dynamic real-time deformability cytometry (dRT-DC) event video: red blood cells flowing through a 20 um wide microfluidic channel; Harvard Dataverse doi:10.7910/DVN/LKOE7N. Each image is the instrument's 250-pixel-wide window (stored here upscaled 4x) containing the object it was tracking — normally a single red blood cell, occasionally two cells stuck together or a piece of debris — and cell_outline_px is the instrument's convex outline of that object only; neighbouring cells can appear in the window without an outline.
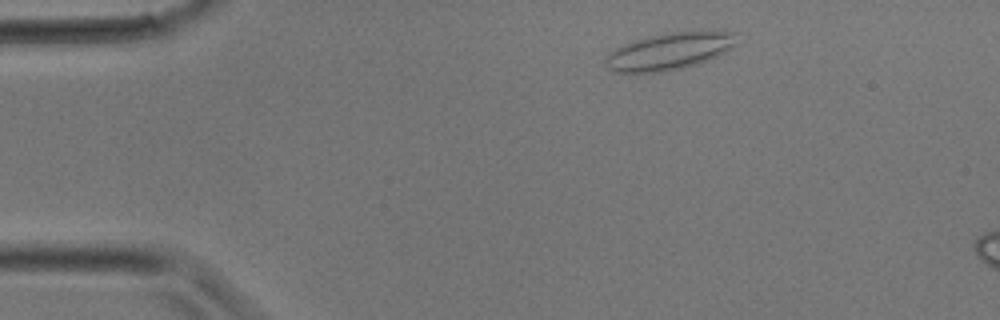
{"species": "common noctule bat (a hibernating species)", "species_latin": "Nyctalus noctula", "temperature_condition": "room temperature", "stored_images_in_passage": 4, "camera_frame_rate_fps": 3000, "um_per_image_px": 0.085, "animal": {"sex": "male", "body_mass_g": 17.9}, "frame": {"image": 1, "passage_image": 1, "time_ms": 0.0, "image_size_px": [1000, 320], "cell_outline_px": [[736, 44], [724, 52], [716, 56], [696, 64], [684, 68], [660, 72], [612, 72], [608, 68], [604, 60], [608, 52], [624, 44], [648, 36], [664, 32], [700, 28], [716, 28], [736, 32]], "centroid_in_image_um": [56.96, 4.29], "position_along_channel_um": 28.0, "area_um2": 29.25}}